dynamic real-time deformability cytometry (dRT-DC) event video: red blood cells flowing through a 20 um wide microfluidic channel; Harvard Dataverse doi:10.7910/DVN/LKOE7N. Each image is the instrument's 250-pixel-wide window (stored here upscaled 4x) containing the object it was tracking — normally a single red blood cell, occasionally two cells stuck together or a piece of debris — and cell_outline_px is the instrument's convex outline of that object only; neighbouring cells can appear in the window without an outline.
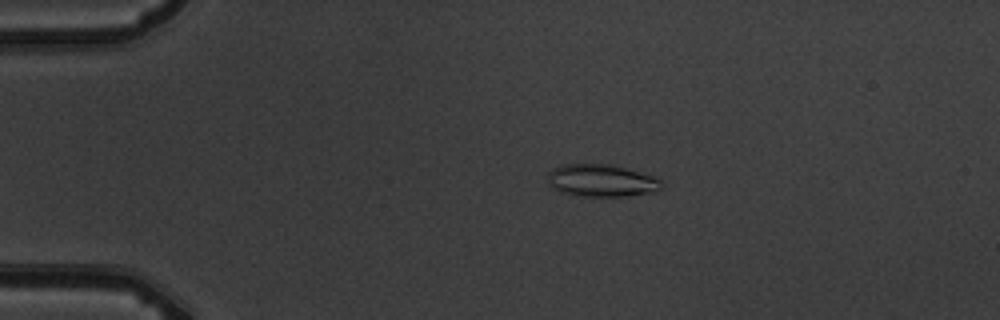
{"species": "common noctule bat (a hibernating species)", "species_latin": "Nyctalus noctula", "temperature_condition": "warm", "stored_images_in_passage": 12, "camera_frame_rate_fps": 3000, "um_per_image_px": 0.085, "animal": {"sex": "male", "body_mass_g": 19.5, "forearm_length_mm": 54.6}, "frame": {"image": 1, "passage_image": 4, "time_ms": 3.667, "image_size_px": [1000, 320], "cell_outline_px": [[660, 188], [656, 192], [624, 196], [576, 196], [560, 192], [552, 188], [548, 184], [548, 172], [552, 168], [564, 164], [612, 164], [656, 176], [660, 180]], "centroid_in_image_um": [51.1, 15.34], "position_along_channel_um": 33.9, "area_um2": 21.73}}
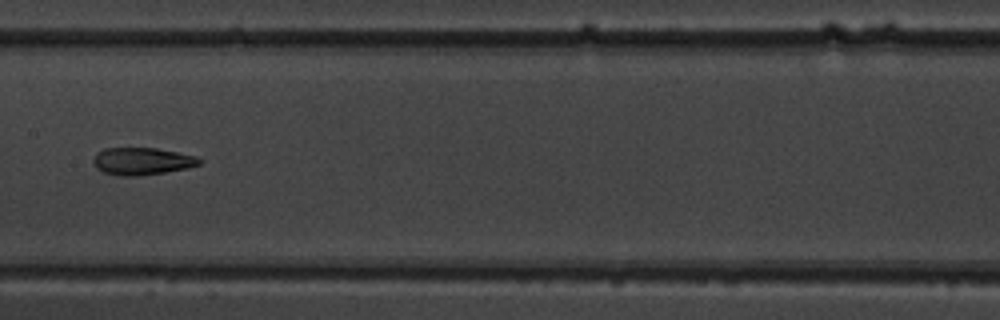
{"frame": {"image": 2, "passage_image": 9, "time_ms": 9.333, "image_size_px": [1000, 320], "cell_outline_px": [[204, 160], [200, 164], [188, 168], [164, 172], [136, 176], [120, 176], [104, 172], [96, 168], [92, 160], [96, 152], [104, 148], [156, 148], [196, 156]], "centroid_in_image_um": [12.06, 13.7], "position_along_channel_um": 195.3, "area_um2": 16.94}}
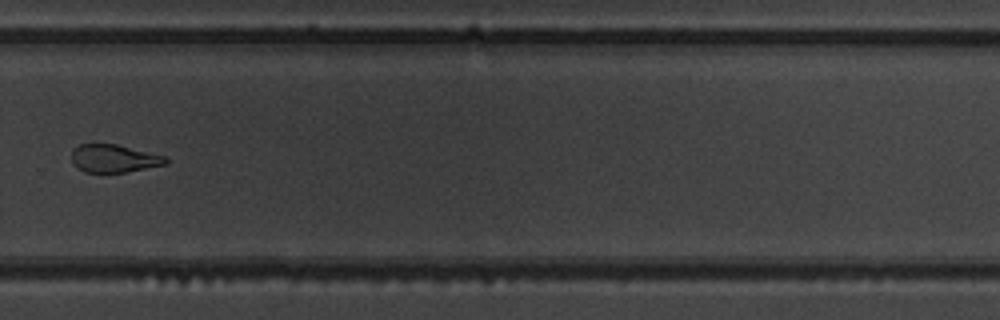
{"frame": {"image": 3, "passage_image": 12, "time_ms": 12.667, "image_size_px": [1000, 320], "cell_outline_px": [[168, 160], [164, 164], [124, 172], [84, 172], [72, 164], [72, 148], [80, 144], [116, 144], [168, 156]], "centroid_in_image_um": [9.66, 13.45], "position_along_channel_um": 320.1, "area_um2": 15.26}}